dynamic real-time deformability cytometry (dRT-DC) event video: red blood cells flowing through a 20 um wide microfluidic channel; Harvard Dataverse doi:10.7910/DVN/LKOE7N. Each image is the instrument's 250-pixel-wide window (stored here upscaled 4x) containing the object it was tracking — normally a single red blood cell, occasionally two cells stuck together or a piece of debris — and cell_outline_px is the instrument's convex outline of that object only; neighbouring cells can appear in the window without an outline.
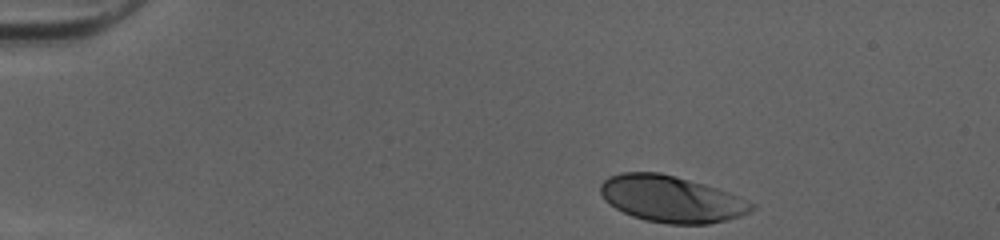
{"species": "human", "species_latin": "Homo sapiens", "temperature_condition": "cold", "stored_images_in_passage": 35, "camera_frame_rate_fps": 3000, "um_per_image_px": 0.085, "donor": {"sex": "female"}, "frame": {"image": 1, "passage_image": 1, "time_ms": 0.0, "image_size_px": [1000, 240], "cell_outline_px": [[756, 208], [740, 216], [708, 224], [668, 224], [644, 220], [632, 216], [616, 208], [604, 200], [600, 192], [600, 184], [608, 176], [620, 172], [660, 172], [676, 176], [704, 184], [716, 188], [756, 204]], "centroid_in_image_um": [57.02, 16.91], "position_along_channel_um": 28.0, "area_um2": 40.86}}
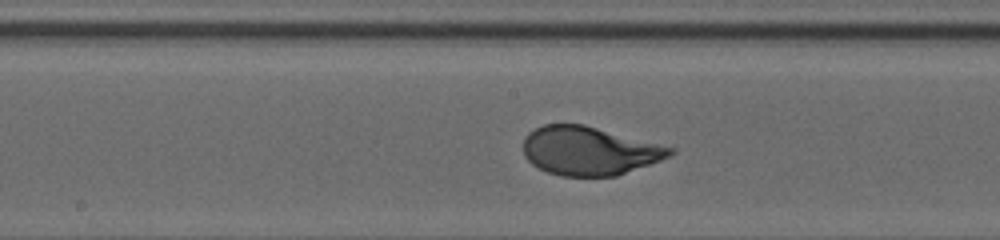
{"frame": {"image": 2, "passage_image": 20, "time_ms": 6.333, "image_size_px": [1000, 240], "cell_outline_px": [[676, 152], [672, 156], [616, 176], [560, 176], [548, 172], [532, 164], [524, 156], [524, 136], [528, 132], [544, 124], [584, 124], [676, 148]], "centroid_in_image_um": [50.1, 12.81], "position_along_channel_um": 198.1, "area_um2": 41.67}}
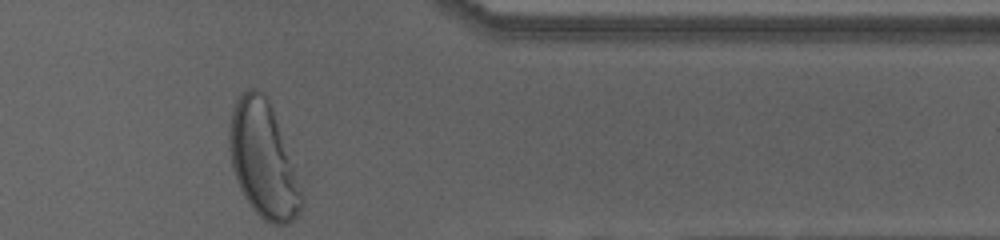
{"frame": {"image": 3, "passage_image": 35, "time_ms": 11.333, "image_size_px": [1000, 240], "cell_outline_px": [[304, 204], [300, 212], [288, 224], [276, 224], [264, 220], [252, 208], [244, 196], [240, 188], [232, 168], [228, 136], [228, 132], [232, 112], [236, 100], [248, 88], [256, 88], [264, 92], [268, 100], [292, 160], [304, 196]], "centroid_in_image_um": [22.38, 13.61], "position_along_channel_um": 389.0, "area_um2": 48.26}, "authors_computed_cell_mechanics": {"area_um2": 41.5582, "velocity_mm_per_s": 4.0216, "shape_relaxation_time_tau1_ms": 2.806, "shape_relaxation_time_tau2_ms": null, "deformation_change_tau1": 0.1725, "deformation_change_tau2": null}}